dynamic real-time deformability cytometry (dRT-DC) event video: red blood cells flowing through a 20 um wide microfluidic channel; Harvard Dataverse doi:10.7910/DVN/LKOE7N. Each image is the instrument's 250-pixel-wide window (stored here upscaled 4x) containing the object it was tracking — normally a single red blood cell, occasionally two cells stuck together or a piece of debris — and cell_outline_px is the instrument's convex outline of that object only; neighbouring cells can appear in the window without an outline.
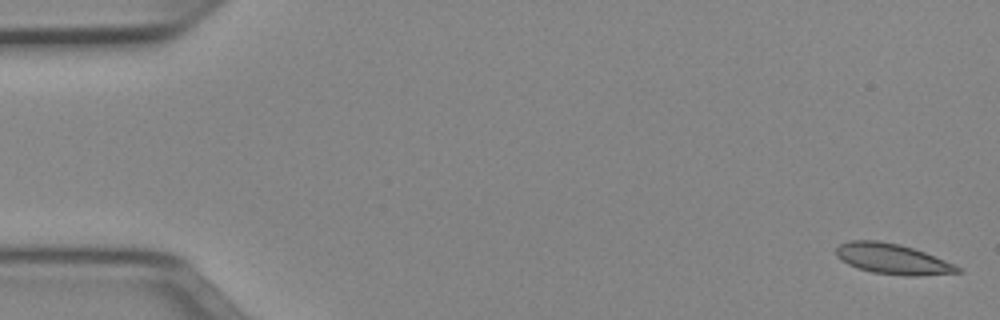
{"species": "Egyptian fruit bat (a non-hibernating species)", "species_latin": "Rousettus aegyptiacus", "temperature_condition": "cold", "stored_images_in_passage": 51, "camera_frame_rate_fps": 3000, "um_per_image_px": 0.085, "animal": {"sex": "female"}, "frame": {"image": 1, "passage_image": 1, "time_ms": 0.0, "image_size_px": [1000, 320], "cell_outline_px": [[964, 272], [916, 276], [908, 276], [872, 272], [848, 264], [840, 260], [836, 256], [836, 248], [840, 244], [852, 240], [876, 240], [900, 244], [924, 252], [964, 268]], "centroid_in_image_um": [75.89, 22.01], "position_along_channel_um": 9.1, "area_um2": 21.5}}
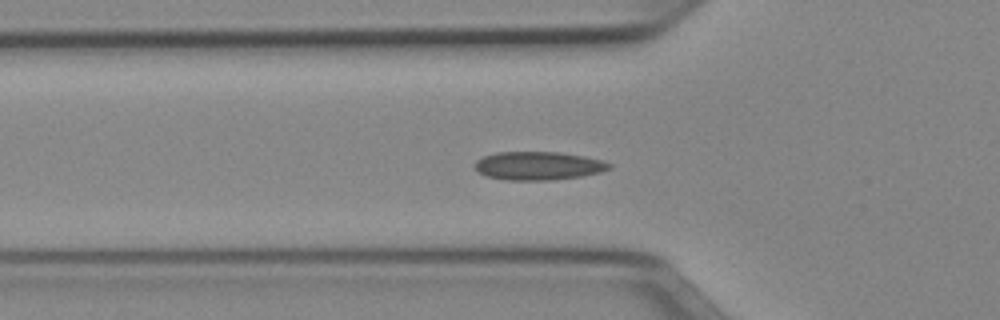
{"frame": {"image": 2, "passage_image": 17, "time_ms": 5.333, "image_size_px": [1000, 320], "cell_outline_px": [[612, 168], [600, 172], [580, 176], [552, 180], [504, 180], [488, 176], [480, 172], [472, 164], [476, 160], [484, 156], [496, 152], [560, 152], [584, 156], [600, 160], [612, 164]], "centroid_in_image_um": [45.75, 14.09], "position_along_channel_um": 80.1, "area_um2": 22.2}}
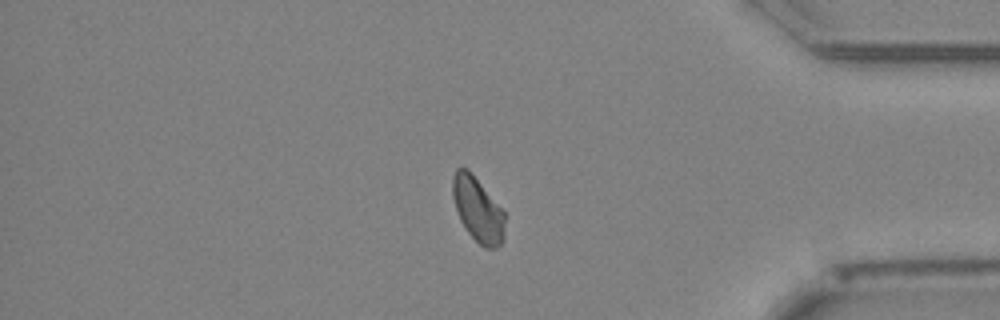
{"frame": {"image": 3, "passage_image": 43, "time_ms": 14.0, "image_size_px": [1000, 320], "cell_outline_px": [[504, 240], [496, 248], [484, 248], [468, 232], [460, 220], [452, 196], [452, 176], [456, 168], [468, 168], [504, 208]], "centroid_in_image_um": [40.63, 17.77], "position_along_channel_um": 394.6, "area_um2": 20.0}}